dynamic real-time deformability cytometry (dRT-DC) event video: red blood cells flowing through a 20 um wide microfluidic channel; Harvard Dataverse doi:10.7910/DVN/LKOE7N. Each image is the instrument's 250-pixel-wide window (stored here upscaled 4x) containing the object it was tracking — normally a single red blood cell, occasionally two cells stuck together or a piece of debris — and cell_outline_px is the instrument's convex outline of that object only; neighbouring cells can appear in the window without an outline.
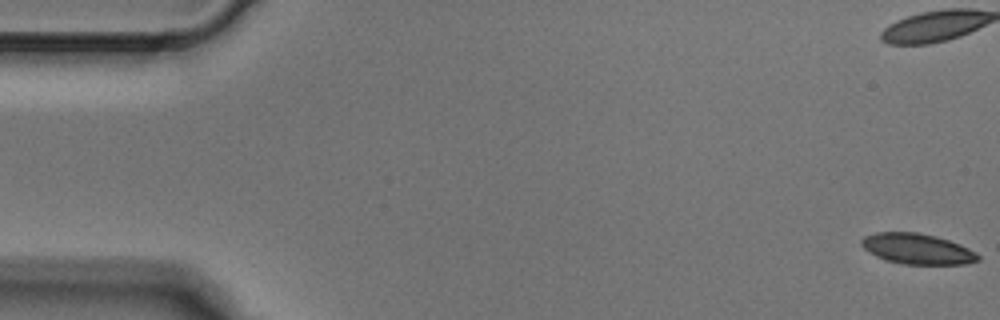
{"species": "Egyptian fruit bat (a non-hibernating species)", "species_latin": "Rousettus aegyptiacus", "temperature_condition": "cold", "stored_images_in_passage": 6, "camera_frame_rate_fps": 3000, "um_per_image_px": 0.085, "animal": {"sex": "male"}, "frame": {"image": 1, "passage_image": 1, "time_ms": 0.0, "image_size_px": [1000, 320], "cell_outline_px": [[980, 260], [964, 264], [904, 264], [888, 260], [876, 256], [868, 252], [860, 244], [860, 240], [864, 236], [876, 232], [916, 232], [936, 236], [960, 244], [976, 252], [980, 256]], "centroid_in_image_um": [77.96, 21.14], "position_along_channel_um": 7.0, "area_um2": 20.75}}